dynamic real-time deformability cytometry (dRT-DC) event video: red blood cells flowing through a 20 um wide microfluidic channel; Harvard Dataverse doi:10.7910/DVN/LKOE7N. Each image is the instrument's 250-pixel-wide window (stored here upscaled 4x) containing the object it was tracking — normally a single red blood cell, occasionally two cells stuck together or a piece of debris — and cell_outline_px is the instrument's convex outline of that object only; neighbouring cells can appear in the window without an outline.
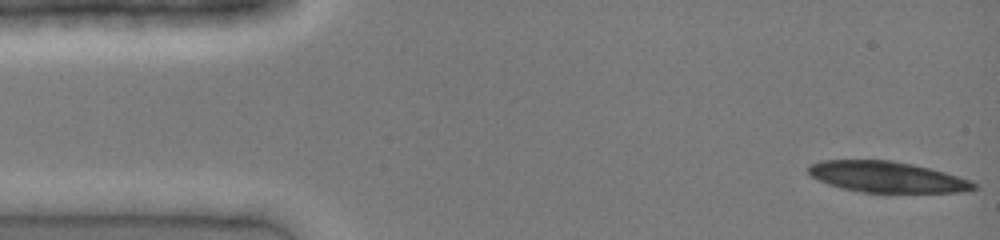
{"species": "common noctule bat (a hibernating species)", "species_latin": "Nyctalus noctula", "temperature_condition": "cold", "stored_images_in_passage": 39, "camera_frame_rate_fps": 3000, "um_per_image_px": 0.085, "animal": {"sex": "female", "body_mass_g": 19.0, "forearm_length_mm": 51.5}, "frame": {"image": 1, "passage_image": 1, "time_ms": 0.0, "image_size_px": [1000, 240], "cell_outline_px": [[980, 188], [964, 192], [864, 192], [840, 188], [828, 184], [812, 176], [808, 172], [808, 164], [820, 160], [892, 160], [912, 164], [944, 172], [972, 180]], "centroid_in_image_um": [75.4, 15.04], "position_along_channel_um": 9.6, "area_um2": 29.82}}